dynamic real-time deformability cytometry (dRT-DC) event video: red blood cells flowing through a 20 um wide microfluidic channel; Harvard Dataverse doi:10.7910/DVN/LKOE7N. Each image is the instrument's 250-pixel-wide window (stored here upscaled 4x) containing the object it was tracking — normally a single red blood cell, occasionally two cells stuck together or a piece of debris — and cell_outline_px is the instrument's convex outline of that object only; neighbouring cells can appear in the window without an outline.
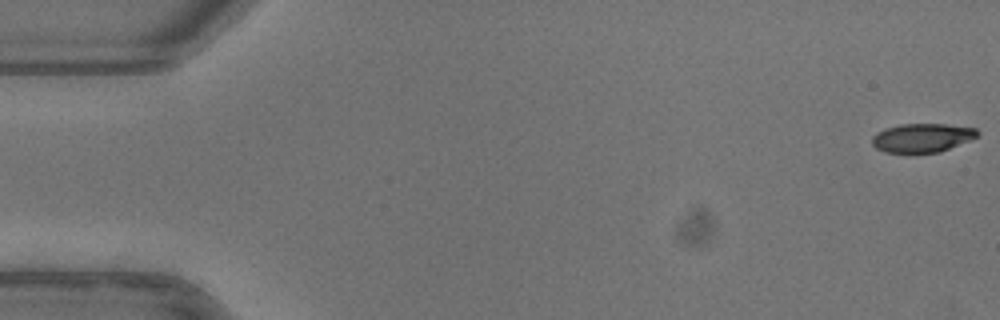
{"species": "common noctule bat (a hibernating species)", "species_latin": "Nyctalus noctula", "temperature_condition": "warm", "stored_images_in_passage": 53, "camera_frame_rate_fps": 3000, "um_per_image_px": 0.085, "animal": {"sex": "female"}, "frame": {"image": 1, "passage_image": 1, "time_ms": 0.0, "image_size_px": [1000, 320], "cell_outline_px": [[980, 132], [976, 136], [968, 140], [940, 152], [884, 152], [876, 148], [872, 144], [872, 136], [876, 132], [884, 128], [900, 124], [944, 124], [976, 128]], "centroid_in_image_um": [78.34, 11.7], "position_along_channel_um": 6.7, "area_um2": 17.51}}
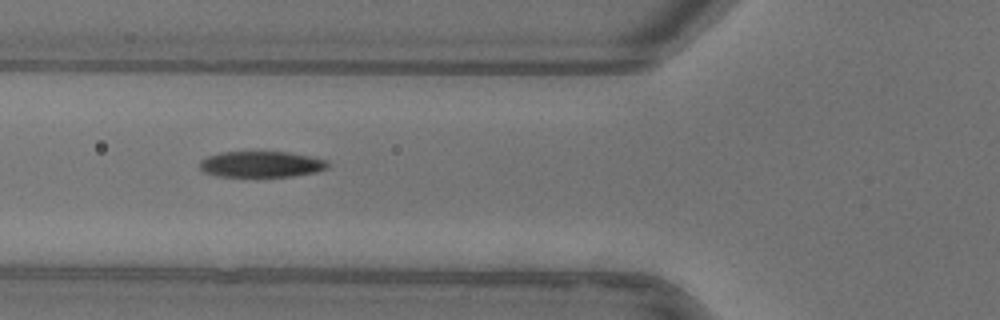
{"frame": {"image": 2, "passage_image": 20, "time_ms": 6.333, "image_size_px": [1000, 320], "cell_outline_px": [[332, 164], [328, 168], [316, 172], [292, 176], [216, 176], [204, 172], [200, 168], [200, 160], [208, 156], [224, 152], [288, 152], [328, 160]], "centroid_in_image_um": [22.25, 13.96], "position_along_channel_um": 103.6, "area_um2": 19.36}}
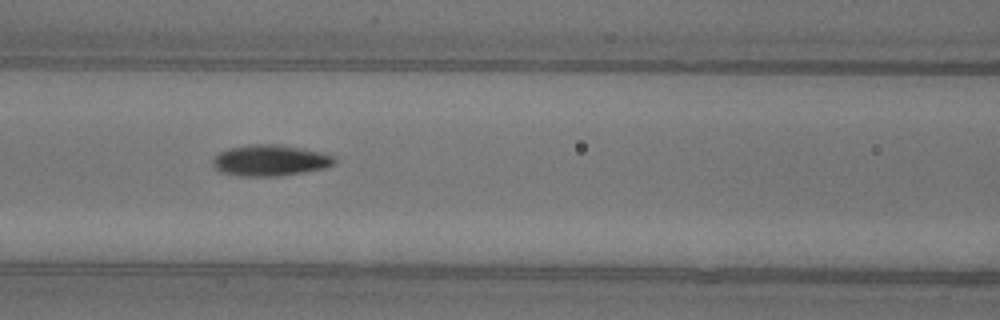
{"frame": {"image": 3, "passage_image": 23, "time_ms": 7.333, "image_size_px": [1000, 320], "cell_outline_px": [[336, 164], [324, 168], [304, 172], [280, 176], [240, 176], [220, 172], [212, 164], [212, 160], [220, 152], [228, 148], [248, 144], [276, 144], [324, 152], [332, 156], [336, 160]], "centroid_in_image_um": [22.96, 13.63], "position_along_channel_um": 143.6, "area_um2": 22.14}, "authors_computed_cell_mechanics": {"area_um2": 20.0566, "velocity_mm_per_s": 3.954, "shape_relaxation_time_tau1_ms": 4.7407, "shape_relaxation_time_tau2_ms": 1.925, "deformation_change_tau1": 0.1941, "deformation_change_tau2": 0.0756}}